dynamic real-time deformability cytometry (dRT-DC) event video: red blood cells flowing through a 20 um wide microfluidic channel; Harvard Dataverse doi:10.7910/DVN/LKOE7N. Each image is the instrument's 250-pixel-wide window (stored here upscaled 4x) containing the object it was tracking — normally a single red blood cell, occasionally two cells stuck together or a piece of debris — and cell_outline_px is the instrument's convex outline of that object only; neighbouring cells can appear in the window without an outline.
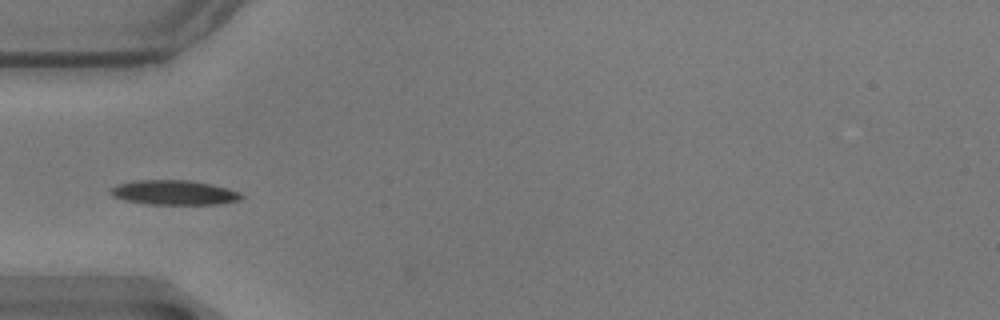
{"species": "common noctule bat (a hibernating species)", "species_latin": "Nyctalus noctula", "temperature_condition": "warm", "stored_images_in_passage": 38, "camera_frame_rate_fps": 3000, "um_per_image_px": 0.085, "animal": {"sex": "male", "body_mass_g": 17.9}, "frame": {"image": 1, "passage_image": 2, "time_ms": 0.333, "image_size_px": [1000, 320], "cell_outline_px": [[244, 196], [240, 200], [220, 204], [148, 204], [128, 200], [112, 196], [108, 192], [112, 188], [120, 184], [136, 180], [188, 180], [228, 188], [240, 192]], "centroid_in_image_um": [14.83, 16.37], "position_along_channel_um": 70.2, "area_um2": 18.55}}
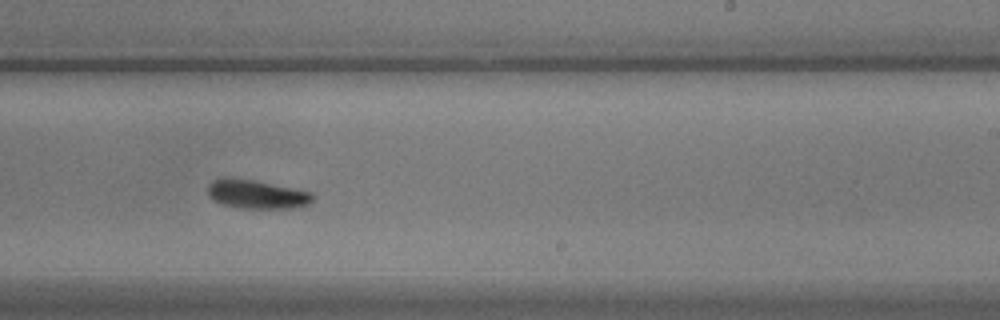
{"frame": {"image": 2, "passage_image": 19, "time_ms": 6.0, "image_size_px": [1000, 320], "cell_outline_px": [[312, 200], [308, 204], [300, 208], [240, 208], [224, 204], [212, 200], [208, 196], [208, 184], [212, 180], [220, 176], [228, 176], [252, 180], [312, 192]], "centroid_in_image_um": [21.75, 16.5], "position_along_channel_um": 267.2, "area_um2": 17.74}}
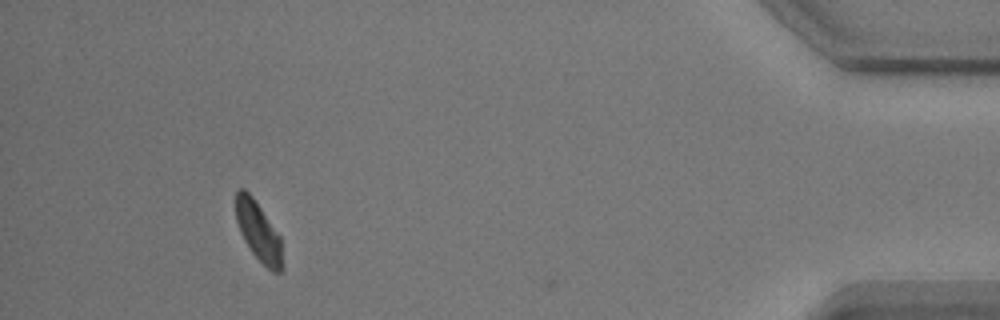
{"frame": {"image": 3, "passage_image": 37, "time_ms": 12.0, "image_size_px": [1000, 320], "cell_outline_px": [[284, 268], [280, 272], [272, 272], [252, 252], [244, 240], [240, 232], [236, 220], [236, 192], [240, 188], [244, 188], [252, 196], [280, 236]], "centroid_in_image_um": [21.98, 19.69], "position_along_channel_um": 413.2, "area_um2": 15.95}, "authors_computed_cell_mechanics": {"area_um2": 17.4267, "velocity_mm_per_s": 3.4736, "shape_relaxation_time_tau1_ms": 3.0669, "shape_relaxation_time_tau2_ms": 2.4107, "deformation_change_tau1": 0.1062, "deformation_change_tau2": 0.0703}}